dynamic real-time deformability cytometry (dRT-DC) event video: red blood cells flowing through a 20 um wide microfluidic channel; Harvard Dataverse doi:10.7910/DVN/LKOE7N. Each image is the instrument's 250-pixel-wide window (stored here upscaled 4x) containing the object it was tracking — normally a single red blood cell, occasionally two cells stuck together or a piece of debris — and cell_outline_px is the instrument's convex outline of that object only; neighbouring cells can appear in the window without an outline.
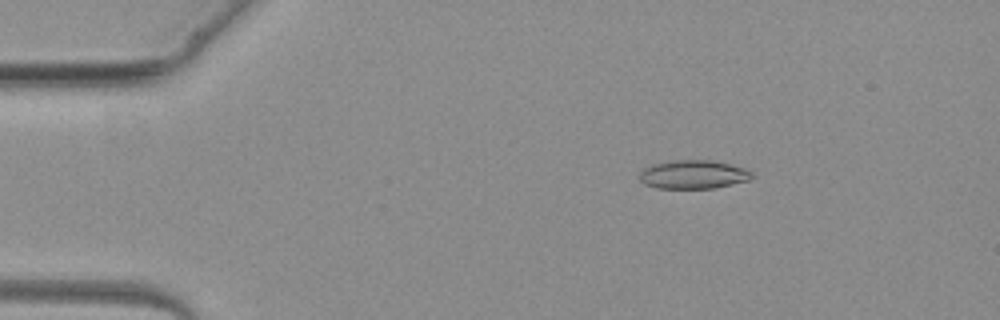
{"species": "common noctule bat (a hibernating species)", "species_latin": "Nyctalus noctula", "temperature_condition": "warm", "stored_images_in_passage": 4, "camera_frame_rate_fps": 3000, "um_per_image_px": 0.085, "animal": {"sex": "female", "body_mass_g": 19.3, "forearm_length_mm": 54.1}, "frame": {"image": 1, "passage_image": 2, "time_ms": 2.0, "image_size_px": [1000, 320], "cell_outline_px": [[756, 176], [748, 180], [716, 188], [656, 188], [644, 184], [640, 180], [640, 172], [644, 168], [652, 164], [668, 160], [712, 160], [744, 168], [752, 172]], "centroid_in_image_um": [58.92, 14.83], "position_along_channel_um": 26.1, "area_um2": 18.84}}
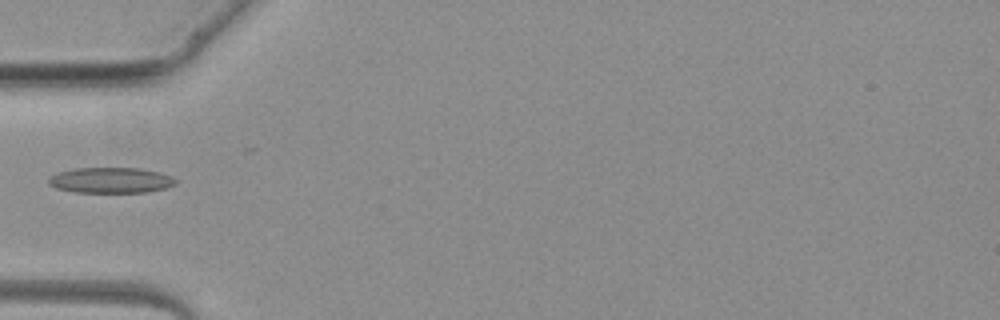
{"frame": {"image": 2, "passage_image": 4, "time_ms": 4.333, "image_size_px": [1000, 320], "cell_outline_px": [[176, 184], [164, 188], [148, 192], [76, 192], [56, 188], [48, 184], [48, 180], [56, 172], [72, 168], [140, 168], [160, 172], [172, 176], [176, 180]], "centroid_in_image_um": [9.41, 15.31], "position_along_channel_um": 75.6, "area_um2": 19.02}}